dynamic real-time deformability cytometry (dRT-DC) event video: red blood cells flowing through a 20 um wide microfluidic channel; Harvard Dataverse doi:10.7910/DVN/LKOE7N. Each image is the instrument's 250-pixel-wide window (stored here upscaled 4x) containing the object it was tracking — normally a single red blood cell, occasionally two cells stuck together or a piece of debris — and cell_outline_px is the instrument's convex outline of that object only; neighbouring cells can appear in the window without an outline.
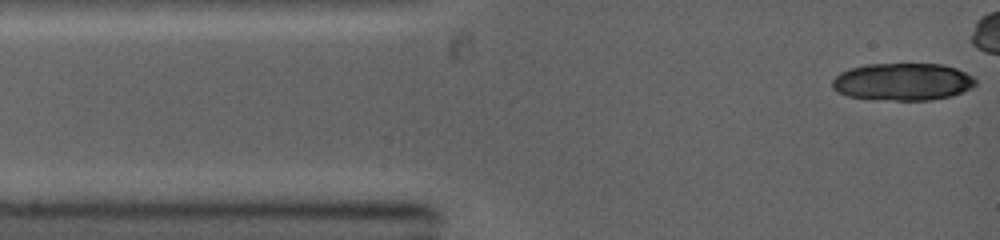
{"species": "common noctule bat (a hibernating species)", "species_latin": "Nyctalus noctula", "temperature_condition": "warm", "stored_images_in_passage": 5, "camera_frame_rate_fps": 5000, "um_per_image_px": 0.085, "animal": {"sex": "female", "body_mass_g": 19.0, "forearm_length_mm": 53.3}, "frame": {"image": 1, "passage_image": 1, "time_ms": 0.0, "image_size_px": [1000, 240], "cell_outline_px": [[976, 84], [972, 88], [952, 96], [932, 100], [872, 100], [848, 96], [836, 92], [832, 88], [832, 80], [840, 72], [848, 68], [864, 64], [944, 64], [956, 68], [972, 76], [976, 80]], "centroid_in_image_um": [76.7, 6.96], "position_along_channel_um": 8.3, "area_um2": 31.67}}